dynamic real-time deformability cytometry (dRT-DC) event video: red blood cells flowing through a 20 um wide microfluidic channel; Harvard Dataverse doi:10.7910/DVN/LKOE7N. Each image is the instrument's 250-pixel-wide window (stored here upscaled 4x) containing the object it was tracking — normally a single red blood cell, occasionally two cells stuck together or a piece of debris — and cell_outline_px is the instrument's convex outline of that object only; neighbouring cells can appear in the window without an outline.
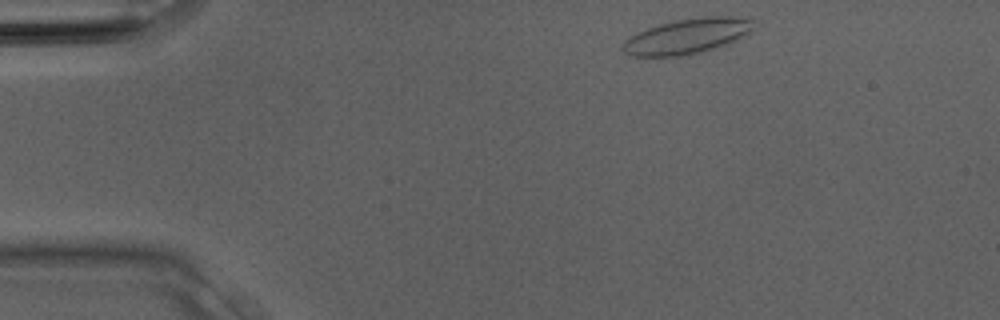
{"species": "Egyptian fruit bat (a non-hibernating species)", "species_latin": "Rousettus aegyptiacus", "temperature_condition": "room temperature", "stored_images_in_passage": 28, "camera_frame_rate_fps": 3000, "um_per_image_px": 0.085, "animal": {"sex": "male"}, "frame": {"image": 1, "passage_image": 1, "time_ms": 0.0, "image_size_px": [1000, 320], "cell_outline_px": [[756, 28], [736, 40], [728, 44], [688, 56], [628, 56], [620, 48], [620, 44], [628, 36], [636, 32], [660, 24], [676, 20], [700, 16], [732, 16], [752, 20]], "centroid_in_image_um": [58.37, 3.09], "position_along_channel_um": 26.6, "area_um2": 27.28}}
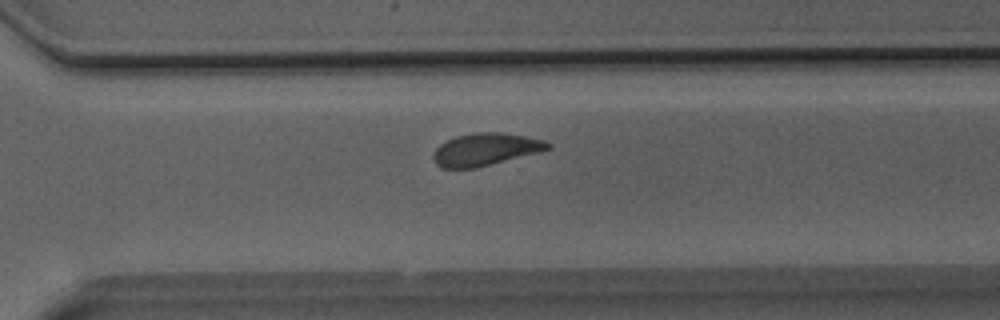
{"frame": {"image": 2, "passage_image": 19, "time_ms": 6.0, "image_size_px": [1000, 320], "cell_outline_px": [[552, 148], [540, 152], [476, 168], [440, 168], [432, 160], [432, 152], [444, 140], [456, 136], [476, 132], [500, 132], [524, 136], [544, 140], [552, 144]], "centroid_in_image_um": [41.23, 12.7], "position_along_channel_um": 329.4, "area_um2": 21.91}}
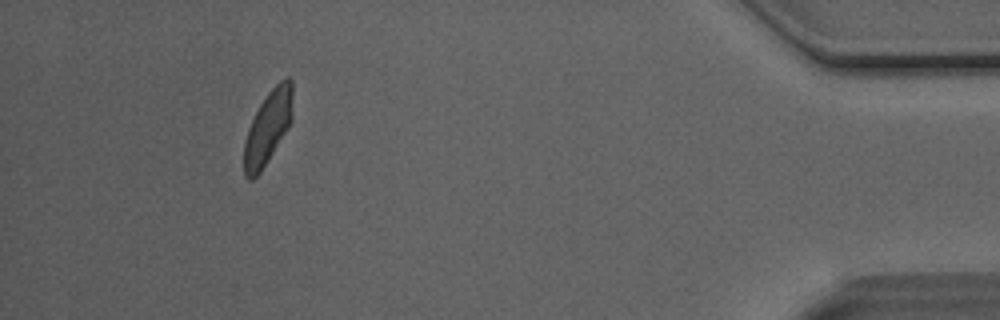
{"frame": {"image": 3, "passage_image": 26, "time_ms": 8.333, "image_size_px": [1000, 320], "cell_outline_px": [[292, 120], [288, 128], [260, 172], [252, 180], [248, 180], [244, 176], [244, 140], [248, 128], [260, 104], [268, 92], [280, 80], [288, 76], [292, 80]], "centroid_in_image_um": [22.77, 10.83], "position_along_channel_um": 412.4, "area_um2": 20.63}}